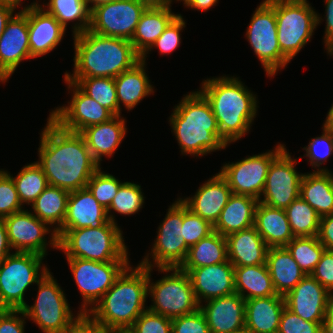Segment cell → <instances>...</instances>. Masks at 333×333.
Here are the masks:
<instances>
[{"instance_id": "cell-26", "label": "cell", "mask_w": 333, "mask_h": 333, "mask_svg": "<svg viewBox=\"0 0 333 333\" xmlns=\"http://www.w3.org/2000/svg\"><path fill=\"white\" fill-rule=\"evenodd\" d=\"M284 296L272 295L245 300V330L248 333H278Z\"/></svg>"}, {"instance_id": "cell-54", "label": "cell", "mask_w": 333, "mask_h": 333, "mask_svg": "<svg viewBox=\"0 0 333 333\" xmlns=\"http://www.w3.org/2000/svg\"><path fill=\"white\" fill-rule=\"evenodd\" d=\"M20 317H19V315ZM25 314L22 309H5L0 312V333H24Z\"/></svg>"}, {"instance_id": "cell-62", "label": "cell", "mask_w": 333, "mask_h": 333, "mask_svg": "<svg viewBox=\"0 0 333 333\" xmlns=\"http://www.w3.org/2000/svg\"><path fill=\"white\" fill-rule=\"evenodd\" d=\"M323 128L333 131V104L329 109Z\"/></svg>"}, {"instance_id": "cell-44", "label": "cell", "mask_w": 333, "mask_h": 333, "mask_svg": "<svg viewBox=\"0 0 333 333\" xmlns=\"http://www.w3.org/2000/svg\"><path fill=\"white\" fill-rule=\"evenodd\" d=\"M117 178L109 173L101 171L99 168L90 178L87 183V188L93 194L94 198L105 209H108L116 196L120 185Z\"/></svg>"}, {"instance_id": "cell-43", "label": "cell", "mask_w": 333, "mask_h": 333, "mask_svg": "<svg viewBox=\"0 0 333 333\" xmlns=\"http://www.w3.org/2000/svg\"><path fill=\"white\" fill-rule=\"evenodd\" d=\"M143 203L144 196L141 186L132 182H124L120 185L116 196L107 209L108 218L113 223H116L114 215L110 213L111 210L123 215H132L142 208Z\"/></svg>"}, {"instance_id": "cell-2", "label": "cell", "mask_w": 333, "mask_h": 333, "mask_svg": "<svg viewBox=\"0 0 333 333\" xmlns=\"http://www.w3.org/2000/svg\"><path fill=\"white\" fill-rule=\"evenodd\" d=\"M73 37L74 71L71 75L66 72L65 78H115L141 61V56L128 40L95 34L90 30Z\"/></svg>"}, {"instance_id": "cell-49", "label": "cell", "mask_w": 333, "mask_h": 333, "mask_svg": "<svg viewBox=\"0 0 333 333\" xmlns=\"http://www.w3.org/2000/svg\"><path fill=\"white\" fill-rule=\"evenodd\" d=\"M130 329L133 333H172V320L147 309Z\"/></svg>"}, {"instance_id": "cell-19", "label": "cell", "mask_w": 333, "mask_h": 333, "mask_svg": "<svg viewBox=\"0 0 333 333\" xmlns=\"http://www.w3.org/2000/svg\"><path fill=\"white\" fill-rule=\"evenodd\" d=\"M9 243L15 252L36 253L45 256L47 240L45 235L51 229L47 223L38 219L32 212L22 210L3 218Z\"/></svg>"}, {"instance_id": "cell-57", "label": "cell", "mask_w": 333, "mask_h": 333, "mask_svg": "<svg viewBox=\"0 0 333 333\" xmlns=\"http://www.w3.org/2000/svg\"><path fill=\"white\" fill-rule=\"evenodd\" d=\"M10 250L12 251V247L9 243L6 226L3 219H0V263L12 254Z\"/></svg>"}, {"instance_id": "cell-56", "label": "cell", "mask_w": 333, "mask_h": 333, "mask_svg": "<svg viewBox=\"0 0 333 333\" xmlns=\"http://www.w3.org/2000/svg\"><path fill=\"white\" fill-rule=\"evenodd\" d=\"M326 3V29L324 43L327 53L333 51V0H324Z\"/></svg>"}, {"instance_id": "cell-50", "label": "cell", "mask_w": 333, "mask_h": 333, "mask_svg": "<svg viewBox=\"0 0 333 333\" xmlns=\"http://www.w3.org/2000/svg\"><path fill=\"white\" fill-rule=\"evenodd\" d=\"M322 322L302 319L288 308L282 311L278 333H321Z\"/></svg>"}, {"instance_id": "cell-14", "label": "cell", "mask_w": 333, "mask_h": 333, "mask_svg": "<svg viewBox=\"0 0 333 333\" xmlns=\"http://www.w3.org/2000/svg\"><path fill=\"white\" fill-rule=\"evenodd\" d=\"M147 6L138 0H114L91 9L88 30L95 34L130 41Z\"/></svg>"}, {"instance_id": "cell-3", "label": "cell", "mask_w": 333, "mask_h": 333, "mask_svg": "<svg viewBox=\"0 0 333 333\" xmlns=\"http://www.w3.org/2000/svg\"><path fill=\"white\" fill-rule=\"evenodd\" d=\"M209 101L221 138L229 145L250 131L257 113L256 95L228 76L204 80L199 90Z\"/></svg>"}, {"instance_id": "cell-8", "label": "cell", "mask_w": 333, "mask_h": 333, "mask_svg": "<svg viewBox=\"0 0 333 333\" xmlns=\"http://www.w3.org/2000/svg\"><path fill=\"white\" fill-rule=\"evenodd\" d=\"M148 267V294L151 295L153 305L147 309L153 313L170 319L190 314L199 309L190 277L179 267L158 268L160 272H170L157 282L151 283V270Z\"/></svg>"}, {"instance_id": "cell-22", "label": "cell", "mask_w": 333, "mask_h": 333, "mask_svg": "<svg viewBox=\"0 0 333 333\" xmlns=\"http://www.w3.org/2000/svg\"><path fill=\"white\" fill-rule=\"evenodd\" d=\"M30 55L33 58L55 49L65 34V28L37 2L27 6Z\"/></svg>"}, {"instance_id": "cell-68", "label": "cell", "mask_w": 333, "mask_h": 333, "mask_svg": "<svg viewBox=\"0 0 333 333\" xmlns=\"http://www.w3.org/2000/svg\"><path fill=\"white\" fill-rule=\"evenodd\" d=\"M102 333H113V330H111V331L104 330Z\"/></svg>"}, {"instance_id": "cell-61", "label": "cell", "mask_w": 333, "mask_h": 333, "mask_svg": "<svg viewBox=\"0 0 333 333\" xmlns=\"http://www.w3.org/2000/svg\"><path fill=\"white\" fill-rule=\"evenodd\" d=\"M139 2L145 4L147 7H165L171 6L172 0H138Z\"/></svg>"}, {"instance_id": "cell-16", "label": "cell", "mask_w": 333, "mask_h": 333, "mask_svg": "<svg viewBox=\"0 0 333 333\" xmlns=\"http://www.w3.org/2000/svg\"><path fill=\"white\" fill-rule=\"evenodd\" d=\"M298 160L292 159L284 148L271 162L259 202L274 208L286 209L300 196L303 173L294 168Z\"/></svg>"}, {"instance_id": "cell-12", "label": "cell", "mask_w": 333, "mask_h": 333, "mask_svg": "<svg viewBox=\"0 0 333 333\" xmlns=\"http://www.w3.org/2000/svg\"><path fill=\"white\" fill-rule=\"evenodd\" d=\"M183 202L178 199L166 214L157 232L151 254L153 263L149 261V254L142 259L140 265L153 268L180 267L188 254L189 246L183 238ZM157 265V266H156Z\"/></svg>"}, {"instance_id": "cell-42", "label": "cell", "mask_w": 333, "mask_h": 333, "mask_svg": "<svg viewBox=\"0 0 333 333\" xmlns=\"http://www.w3.org/2000/svg\"><path fill=\"white\" fill-rule=\"evenodd\" d=\"M285 247L306 275L313 272L326 250L318 236L294 237Z\"/></svg>"}, {"instance_id": "cell-20", "label": "cell", "mask_w": 333, "mask_h": 333, "mask_svg": "<svg viewBox=\"0 0 333 333\" xmlns=\"http://www.w3.org/2000/svg\"><path fill=\"white\" fill-rule=\"evenodd\" d=\"M332 299L333 295L311 275H305L284 296L286 308L311 322H323Z\"/></svg>"}, {"instance_id": "cell-40", "label": "cell", "mask_w": 333, "mask_h": 333, "mask_svg": "<svg viewBox=\"0 0 333 333\" xmlns=\"http://www.w3.org/2000/svg\"><path fill=\"white\" fill-rule=\"evenodd\" d=\"M285 211L294 237L318 236L320 216L300 196Z\"/></svg>"}, {"instance_id": "cell-1", "label": "cell", "mask_w": 333, "mask_h": 333, "mask_svg": "<svg viewBox=\"0 0 333 333\" xmlns=\"http://www.w3.org/2000/svg\"><path fill=\"white\" fill-rule=\"evenodd\" d=\"M38 148L39 161L49 185L73 192L87 187L100 168L80 133L62 129L50 117Z\"/></svg>"}, {"instance_id": "cell-38", "label": "cell", "mask_w": 333, "mask_h": 333, "mask_svg": "<svg viewBox=\"0 0 333 333\" xmlns=\"http://www.w3.org/2000/svg\"><path fill=\"white\" fill-rule=\"evenodd\" d=\"M45 6V11L53 15L65 29L68 22H79L72 27L73 35L85 32L90 27L91 9L86 0H49Z\"/></svg>"}, {"instance_id": "cell-4", "label": "cell", "mask_w": 333, "mask_h": 333, "mask_svg": "<svg viewBox=\"0 0 333 333\" xmlns=\"http://www.w3.org/2000/svg\"><path fill=\"white\" fill-rule=\"evenodd\" d=\"M128 265L103 297L89 309L104 330L130 328L147 310L148 267ZM146 308V309H145Z\"/></svg>"}, {"instance_id": "cell-39", "label": "cell", "mask_w": 333, "mask_h": 333, "mask_svg": "<svg viewBox=\"0 0 333 333\" xmlns=\"http://www.w3.org/2000/svg\"><path fill=\"white\" fill-rule=\"evenodd\" d=\"M75 83L87 96L93 98L114 116L119 115L117 92L114 78L87 77L66 78Z\"/></svg>"}, {"instance_id": "cell-51", "label": "cell", "mask_w": 333, "mask_h": 333, "mask_svg": "<svg viewBox=\"0 0 333 333\" xmlns=\"http://www.w3.org/2000/svg\"><path fill=\"white\" fill-rule=\"evenodd\" d=\"M171 320L172 333H210L205 316L200 309Z\"/></svg>"}, {"instance_id": "cell-6", "label": "cell", "mask_w": 333, "mask_h": 333, "mask_svg": "<svg viewBox=\"0 0 333 333\" xmlns=\"http://www.w3.org/2000/svg\"><path fill=\"white\" fill-rule=\"evenodd\" d=\"M66 258H80L98 262L129 261L128 249L117 223L108 221L97 228L65 230L58 237V250Z\"/></svg>"}, {"instance_id": "cell-52", "label": "cell", "mask_w": 333, "mask_h": 333, "mask_svg": "<svg viewBox=\"0 0 333 333\" xmlns=\"http://www.w3.org/2000/svg\"><path fill=\"white\" fill-rule=\"evenodd\" d=\"M333 295V250H325L310 274Z\"/></svg>"}, {"instance_id": "cell-67", "label": "cell", "mask_w": 333, "mask_h": 333, "mask_svg": "<svg viewBox=\"0 0 333 333\" xmlns=\"http://www.w3.org/2000/svg\"><path fill=\"white\" fill-rule=\"evenodd\" d=\"M5 308L3 307V305L0 303V312L4 311Z\"/></svg>"}, {"instance_id": "cell-10", "label": "cell", "mask_w": 333, "mask_h": 333, "mask_svg": "<svg viewBox=\"0 0 333 333\" xmlns=\"http://www.w3.org/2000/svg\"><path fill=\"white\" fill-rule=\"evenodd\" d=\"M48 271L37 283L38 295L32 306L22 310L25 318L35 322L43 333H61L75 318L57 280Z\"/></svg>"}, {"instance_id": "cell-29", "label": "cell", "mask_w": 333, "mask_h": 333, "mask_svg": "<svg viewBox=\"0 0 333 333\" xmlns=\"http://www.w3.org/2000/svg\"><path fill=\"white\" fill-rule=\"evenodd\" d=\"M254 227L269 248L285 247L293 238L285 209L258 202Z\"/></svg>"}, {"instance_id": "cell-64", "label": "cell", "mask_w": 333, "mask_h": 333, "mask_svg": "<svg viewBox=\"0 0 333 333\" xmlns=\"http://www.w3.org/2000/svg\"><path fill=\"white\" fill-rule=\"evenodd\" d=\"M22 1L23 0H0V3H7L15 7H18Z\"/></svg>"}, {"instance_id": "cell-47", "label": "cell", "mask_w": 333, "mask_h": 333, "mask_svg": "<svg viewBox=\"0 0 333 333\" xmlns=\"http://www.w3.org/2000/svg\"><path fill=\"white\" fill-rule=\"evenodd\" d=\"M185 20L179 14L164 30L162 35L154 42L151 48L141 57L143 62L146 61V57L149 51L153 49V47H157L161 54H170L177 47H179L181 43L180 32L183 28H185Z\"/></svg>"}, {"instance_id": "cell-48", "label": "cell", "mask_w": 333, "mask_h": 333, "mask_svg": "<svg viewBox=\"0 0 333 333\" xmlns=\"http://www.w3.org/2000/svg\"><path fill=\"white\" fill-rule=\"evenodd\" d=\"M312 167H320L333 153V131L323 128V134L311 139L308 146L303 148Z\"/></svg>"}, {"instance_id": "cell-53", "label": "cell", "mask_w": 333, "mask_h": 333, "mask_svg": "<svg viewBox=\"0 0 333 333\" xmlns=\"http://www.w3.org/2000/svg\"><path fill=\"white\" fill-rule=\"evenodd\" d=\"M78 312L61 333H102L104 331L101 324L89 312Z\"/></svg>"}, {"instance_id": "cell-58", "label": "cell", "mask_w": 333, "mask_h": 333, "mask_svg": "<svg viewBox=\"0 0 333 333\" xmlns=\"http://www.w3.org/2000/svg\"><path fill=\"white\" fill-rule=\"evenodd\" d=\"M17 7L7 4L0 3V37L2 36L8 21L14 15L13 12Z\"/></svg>"}, {"instance_id": "cell-36", "label": "cell", "mask_w": 333, "mask_h": 333, "mask_svg": "<svg viewBox=\"0 0 333 333\" xmlns=\"http://www.w3.org/2000/svg\"><path fill=\"white\" fill-rule=\"evenodd\" d=\"M234 281L236 293L245 300L278 295L267 264L234 266Z\"/></svg>"}, {"instance_id": "cell-5", "label": "cell", "mask_w": 333, "mask_h": 333, "mask_svg": "<svg viewBox=\"0 0 333 333\" xmlns=\"http://www.w3.org/2000/svg\"><path fill=\"white\" fill-rule=\"evenodd\" d=\"M182 154L203 156L228 145L220 136L209 101L200 91L188 93L170 116Z\"/></svg>"}, {"instance_id": "cell-21", "label": "cell", "mask_w": 333, "mask_h": 333, "mask_svg": "<svg viewBox=\"0 0 333 333\" xmlns=\"http://www.w3.org/2000/svg\"><path fill=\"white\" fill-rule=\"evenodd\" d=\"M180 269L188 273L200 305L202 301L236 293L234 266L229 260L203 267Z\"/></svg>"}, {"instance_id": "cell-63", "label": "cell", "mask_w": 333, "mask_h": 333, "mask_svg": "<svg viewBox=\"0 0 333 333\" xmlns=\"http://www.w3.org/2000/svg\"><path fill=\"white\" fill-rule=\"evenodd\" d=\"M112 1H114V0H86L88 6H89V4H91L89 6L90 9L94 8L97 5L107 3V2H112Z\"/></svg>"}, {"instance_id": "cell-24", "label": "cell", "mask_w": 333, "mask_h": 333, "mask_svg": "<svg viewBox=\"0 0 333 333\" xmlns=\"http://www.w3.org/2000/svg\"><path fill=\"white\" fill-rule=\"evenodd\" d=\"M109 221L107 209L98 203L89 189L70 192L63 225L56 231L59 237L65 230L97 228Z\"/></svg>"}, {"instance_id": "cell-34", "label": "cell", "mask_w": 333, "mask_h": 333, "mask_svg": "<svg viewBox=\"0 0 333 333\" xmlns=\"http://www.w3.org/2000/svg\"><path fill=\"white\" fill-rule=\"evenodd\" d=\"M266 264L278 295L285 296L306 275L286 247H271Z\"/></svg>"}, {"instance_id": "cell-55", "label": "cell", "mask_w": 333, "mask_h": 333, "mask_svg": "<svg viewBox=\"0 0 333 333\" xmlns=\"http://www.w3.org/2000/svg\"><path fill=\"white\" fill-rule=\"evenodd\" d=\"M318 239L326 250H333V213L320 217Z\"/></svg>"}, {"instance_id": "cell-37", "label": "cell", "mask_w": 333, "mask_h": 333, "mask_svg": "<svg viewBox=\"0 0 333 333\" xmlns=\"http://www.w3.org/2000/svg\"><path fill=\"white\" fill-rule=\"evenodd\" d=\"M228 261L226 236L213 231L189 247L185 261L179 268H197Z\"/></svg>"}, {"instance_id": "cell-18", "label": "cell", "mask_w": 333, "mask_h": 333, "mask_svg": "<svg viewBox=\"0 0 333 333\" xmlns=\"http://www.w3.org/2000/svg\"><path fill=\"white\" fill-rule=\"evenodd\" d=\"M27 6L13 15L0 37V81L6 82L25 59H31Z\"/></svg>"}, {"instance_id": "cell-59", "label": "cell", "mask_w": 333, "mask_h": 333, "mask_svg": "<svg viewBox=\"0 0 333 333\" xmlns=\"http://www.w3.org/2000/svg\"><path fill=\"white\" fill-rule=\"evenodd\" d=\"M184 1L183 3L185 6L199 10V11H207L212 6H215V4L218 2V0H181Z\"/></svg>"}, {"instance_id": "cell-23", "label": "cell", "mask_w": 333, "mask_h": 333, "mask_svg": "<svg viewBox=\"0 0 333 333\" xmlns=\"http://www.w3.org/2000/svg\"><path fill=\"white\" fill-rule=\"evenodd\" d=\"M204 314L210 333H234L245 329V299L238 293L204 301Z\"/></svg>"}, {"instance_id": "cell-7", "label": "cell", "mask_w": 333, "mask_h": 333, "mask_svg": "<svg viewBox=\"0 0 333 333\" xmlns=\"http://www.w3.org/2000/svg\"><path fill=\"white\" fill-rule=\"evenodd\" d=\"M275 10L278 43L291 61L307 44L322 18L307 0H267Z\"/></svg>"}, {"instance_id": "cell-27", "label": "cell", "mask_w": 333, "mask_h": 333, "mask_svg": "<svg viewBox=\"0 0 333 333\" xmlns=\"http://www.w3.org/2000/svg\"><path fill=\"white\" fill-rule=\"evenodd\" d=\"M228 260L233 266L266 264L269 247L254 226L226 236Z\"/></svg>"}, {"instance_id": "cell-33", "label": "cell", "mask_w": 333, "mask_h": 333, "mask_svg": "<svg viewBox=\"0 0 333 333\" xmlns=\"http://www.w3.org/2000/svg\"><path fill=\"white\" fill-rule=\"evenodd\" d=\"M259 200L248 195L232 194L213 231L223 236L254 226L255 209Z\"/></svg>"}, {"instance_id": "cell-35", "label": "cell", "mask_w": 333, "mask_h": 333, "mask_svg": "<svg viewBox=\"0 0 333 333\" xmlns=\"http://www.w3.org/2000/svg\"><path fill=\"white\" fill-rule=\"evenodd\" d=\"M145 63L141 60L133 68L122 72L114 78L119 115H121L120 107L122 103L130 111L144 97L154 93V87L150 84V80L145 72Z\"/></svg>"}, {"instance_id": "cell-66", "label": "cell", "mask_w": 333, "mask_h": 333, "mask_svg": "<svg viewBox=\"0 0 333 333\" xmlns=\"http://www.w3.org/2000/svg\"><path fill=\"white\" fill-rule=\"evenodd\" d=\"M234 333H248V332L244 329V330H240V331H237V332H234Z\"/></svg>"}, {"instance_id": "cell-17", "label": "cell", "mask_w": 333, "mask_h": 333, "mask_svg": "<svg viewBox=\"0 0 333 333\" xmlns=\"http://www.w3.org/2000/svg\"><path fill=\"white\" fill-rule=\"evenodd\" d=\"M64 80L68 89L73 88L68 106L57 107L49 117L62 129L81 133L85 128L109 121L114 115L93 98L87 96L75 83Z\"/></svg>"}, {"instance_id": "cell-60", "label": "cell", "mask_w": 333, "mask_h": 333, "mask_svg": "<svg viewBox=\"0 0 333 333\" xmlns=\"http://www.w3.org/2000/svg\"><path fill=\"white\" fill-rule=\"evenodd\" d=\"M321 333H333V299L322 322Z\"/></svg>"}, {"instance_id": "cell-31", "label": "cell", "mask_w": 333, "mask_h": 333, "mask_svg": "<svg viewBox=\"0 0 333 333\" xmlns=\"http://www.w3.org/2000/svg\"><path fill=\"white\" fill-rule=\"evenodd\" d=\"M300 197L322 217L333 213V174L318 168L304 174L300 184Z\"/></svg>"}, {"instance_id": "cell-32", "label": "cell", "mask_w": 333, "mask_h": 333, "mask_svg": "<svg viewBox=\"0 0 333 333\" xmlns=\"http://www.w3.org/2000/svg\"><path fill=\"white\" fill-rule=\"evenodd\" d=\"M70 192L52 185H48L46 189L31 204L34 215L41 221L46 222L50 227L56 225L52 229L51 238L48 243L58 249V237L56 231L63 225L66 212L67 202Z\"/></svg>"}, {"instance_id": "cell-46", "label": "cell", "mask_w": 333, "mask_h": 333, "mask_svg": "<svg viewBox=\"0 0 333 333\" xmlns=\"http://www.w3.org/2000/svg\"><path fill=\"white\" fill-rule=\"evenodd\" d=\"M15 183L7 171L0 170V219L22 211Z\"/></svg>"}, {"instance_id": "cell-9", "label": "cell", "mask_w": 333, "mask_h": 333, "mask_svg": "<svg viewBox=\"0 0 333 333\" xmlns=\"http://www.w3.org/2000/svg\"><path fill=\"white\" fill-rule=\"evenodd\" d=\"M43 259L36 253L12 252L0 263V303L5 309H22L27 304L24 295L28 287L49 271L41 267Z\"/></svg>"}, {"instance_id": "cell-28", "label": "cell", "mask_w": 333, "mask_h": 333, "mask_svg": "<svg viewBox=\"0 0 333 333\" xmlns=\"http://www.w3.org/2000/svg\"><path fill=\"white\" fill-rule=\"evenodd\" d=\"M127 128L125 118L116 115L109 121L85 128L80 134L84 137L92 157L99 163L102 156L110 157L124 139Z\"/></svg>"}, {"instance_id": "cell-11", "label": "cell", "mask_w": 333, "mask_h": 333, "mask_svg": "<svg viewBox=\"0 0 333 333\" xmlns=\"http://www.w3.org/2000/svg\"><path fill=\"white\" fill-rule=\"evenodd\" d=\"M246 37L269 77L290 62L281 52L275 10L267 0L253 13Z\"/></svg>"}, {"instance_id": "cell-30", "label": "cell", "mask_w": 333, "mask_h": 333, "mask_svg": "<svg viewBox=\"0 0 333 333\" xmlns=\"http://www.w3.org/2000/svg\"><path fill=\"white\" fill-rule=\"evenodd\" d=\"M171 6L147 7L142 13L130 42L142 57L162 35L168 25L179 15L171 12Z\"/></svg>"}, {"instance_id": "cell-41", "label": "cell", "mask_w": 333, "mask_h": 333, "mask_svg": "<svg viewBox=\"0 0 333 333\" xmlns=\"http://www.w3.org/2000/svg\"><path fill=\"white\" fill-rule=\"evenodd\" d=\"M11 177L22 205L32 204L49 185L42 168L36 162L24 166L16 177Z\"/></svg>"}, {"instance_id": "cell-15", "label": "cell", "mask_w": 333, "mask_h": 333, "mask_svg": "<svg viewBox=\"0 0 333 333\" xmlns=\"http://www.w3.org/2000/svg\"><path fill=\"white\" fill-rule=\"evenodd\" d=\"M284 148L283 144H278L272 151L226 163L219 173L226 179L232 194L248 195L259 200L271 162Z\"/></svg>"}, {"instance_id": "cell-65", "label": "cell", "mask_w": 333, "mask_h": 333, "mask_svg": "<svg viewBox=\"0 0 333 333\" xmlns=\"http://www.w3.org/2000/svg\"><path fill=\"white\" fill-rule=\"evenodd\" d=\"M113 333H133V332L130 328H126V329H114Z\"/></svg>"}, {"instance_id": "cell-25", "label": "cell", "mask_w": 333, "mask_h": 333, "mask_svg": "<svg viewBox=\"0 0 333 333\" xmlns=\"http://www.w3.org/2000/svg\"><path fill=\"white\" fill-rule=\"evenodd\" d=\"M232 191L226 179L217 173L201 185L193 197L180 200L194 214L208 221L212 226L218 221Z\"/></svg>"}, {"instance_id": "cell-45", "label": "cell", "mask_w": 333, "mask_h": 333, "mask_svg": "<svg viewBox=\"0 0 333 333\" xmlns=\"http://www.w3.org/2000/svg\"><path fill=\"white\" fill-rule=\"evenodd\" d=\"M183 238L190 247L213 232V226L199 215L194 214L183 203Z\"/></svg>"}, {"instance_id": "cell-13", "label": "cell", "mask_w": 333, "mask_h": 333, "mask_svg": "<svg viewBox=\"0 0 333 333\" xmlns=\"http://www.w3.org/2000/svg\"><path fill=\"white\" fill-rule=\"evenodd\" d=\"M67 260L83 297L80 312H88L91 305L94 307L130 263V261L98 262L80 258H67Z\"/></svg>"}]
</instances>
